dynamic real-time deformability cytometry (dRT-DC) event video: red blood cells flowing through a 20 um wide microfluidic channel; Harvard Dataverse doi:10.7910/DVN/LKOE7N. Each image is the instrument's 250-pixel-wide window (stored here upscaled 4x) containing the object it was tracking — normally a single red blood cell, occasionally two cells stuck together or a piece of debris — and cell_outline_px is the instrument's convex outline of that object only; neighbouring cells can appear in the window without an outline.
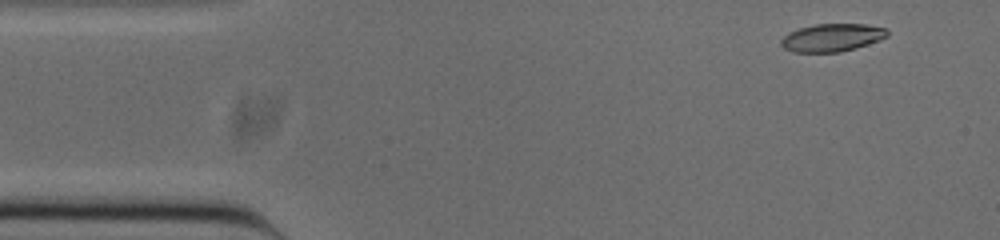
{"species": "common noctule bat (a hibernating species)", "species_latin": "Nyctalus noctula", "temperature_condition": "cold", "stored_images_in_passage": 50, "camera_frame_rate_fps": 3000, "um_per_image_px": 0.085, "animal": {"sex": "male", "body_mass_g": 20.0, "forearm_length_mm": 53.3}, "frame": {"image": 1, "passage_image": 2, "time_ms": 0.333, "image_size_px": [1000, 240], "cell_outline_px": [[888, 36], [880, 40], [856, 48], [840, 52], [792, 52], [784, 48], [780, 44], [780, 40], [788, 32], [812, 24], [864, 24], [888, 28]], "centroid_in_image_um": [70.72, 3.19], "position_along_channel_um": 14.3, "area_um2": 17.4}}
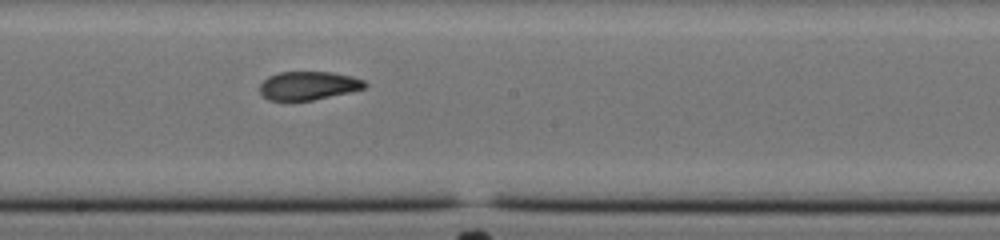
{"frame": {"image": 2, "passage_image": 25, "time_ms": 8.0, "image_size_px": [1000, 240], "cell_outline_px": [[368, 84], [364, 88], [348, 92], [312, 100], [268, 100], [260, 92], [260, 84], [268, 76], [280, 72], [332, 72], [352, 76], [364, 80]], "centroid_in_image_um": [26.21, 7.27], "position_along_channel_um": 222.0, "area_um2": 17.28}}
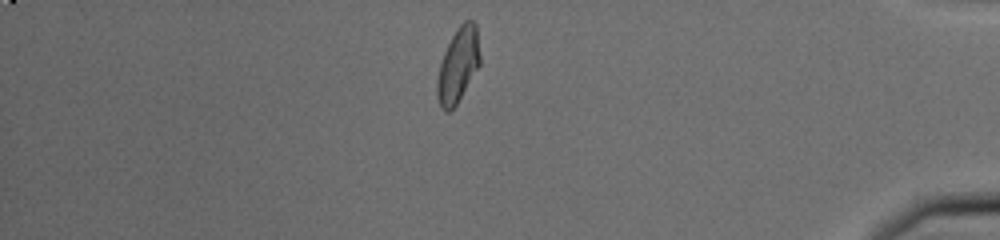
{"frame": {"image": 3, "passage_image": 42, "time_ms": 13.667, "image_size_px": [1000, 240], "cell_outline_px": [[480, 64], [456, 104], [448, 112], [444, 112], [440, 108], [436, 96], [436, 80], [440, 64], [444, 52], [456, 28], [464, 20], [472, 20], [476, 24], [480, 56]], "centroid_in_image_um": [38.91, 5.54], "position_along_channel_um": 396.3, "area_um2": 18.61}, "authors_computed_cell_mechanics": {"area_um2": 18.207, "velocity_mm_per_s": 3.8519, "shape_relaxation_time_tau1_ms": null, "shape_relaxation_time_tau2_ms": 2.4433, "deformation_change_tau1": null, "deformation_change_tau2": 0.0826}}